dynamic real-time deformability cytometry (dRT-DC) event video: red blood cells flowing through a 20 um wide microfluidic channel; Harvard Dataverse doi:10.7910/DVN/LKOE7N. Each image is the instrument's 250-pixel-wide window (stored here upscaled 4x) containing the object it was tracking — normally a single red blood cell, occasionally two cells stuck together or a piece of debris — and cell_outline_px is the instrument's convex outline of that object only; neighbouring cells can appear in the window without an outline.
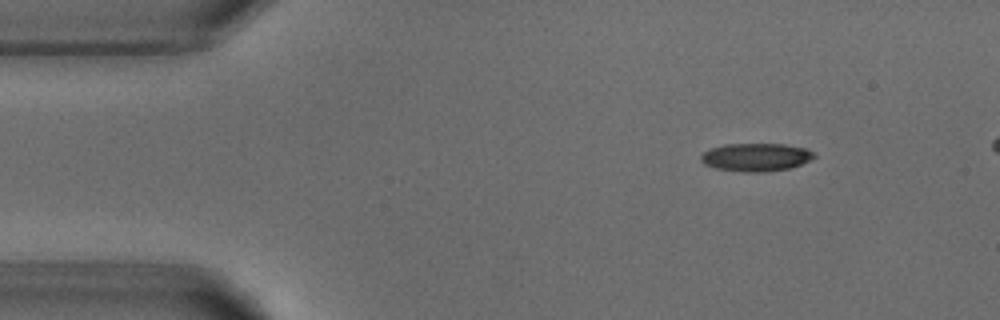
{"species": "common noctule bat (a hibernating species)", "species_latin": "Nyctalus noctula", "temperature_condition": "warm", "stored_images_in_passage": 4, "camera_frame_rate_fps": 3000, "um_per_image_px": 0.085, "animal": {"sex": "male", "body_mass_g": 18.8}, "frame": {"image": 1, "passage_image": 1, "time_ms": 0.0, "image_size_px": [1000, 320], "cell_outline_px": [[816, 156], [800, 164], [788, 168], [764, 172], [744, 172], [716, 168], [704, 164], [700, 160], [700, 156], [704, 152], [712, 148], [724, 144], [784, 144], [804, 148], [812, 152]], "centroid_in_image_um": [64.21, 13.36], "position_along_channel_um": 20.8, "area_um2": 18.26}}